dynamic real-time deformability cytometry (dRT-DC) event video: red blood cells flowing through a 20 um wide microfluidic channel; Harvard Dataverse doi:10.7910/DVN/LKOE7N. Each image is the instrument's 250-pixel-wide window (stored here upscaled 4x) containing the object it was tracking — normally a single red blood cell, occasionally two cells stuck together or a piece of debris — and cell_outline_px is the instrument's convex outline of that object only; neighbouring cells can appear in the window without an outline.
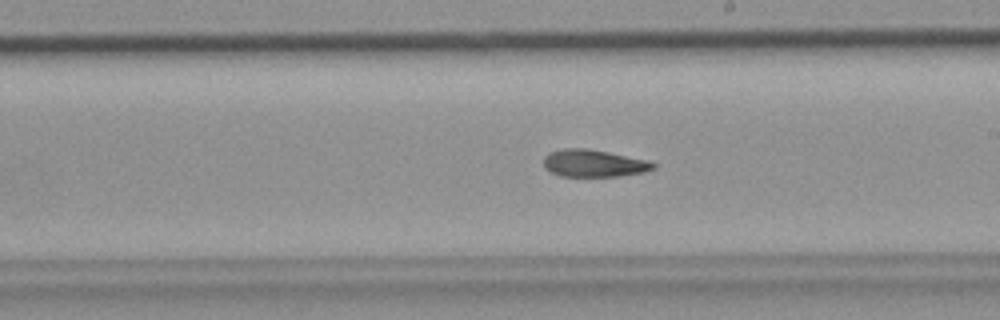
{"species": "common noctule bat (a hibernating species)", "species_latin": "Nyctalus noctula", "temperature_condition": "room temperature", "stored_images_in_passage": 46, "camera_frame_rate_fps": 3000, "um_per_image_px": 0.085, "animal": {"sex": "female", "body_mass_g": 19.9}, "frame": {"image": 1, "passage_image": 26, "time_ms": 8.333, "image_size_px": [1000, 320], "cell_outline_px": [[656, 168], [644, 172], [620, 176], [560, 176], [544, 168], [544, 156], [552, 152], [564, 148], [588, 148], [648, 160], [656, 164]], "centroid_in_image_um": [50.49, 13.88], "position_along_channel_um": 238.5, "area_um2": 17.4}}
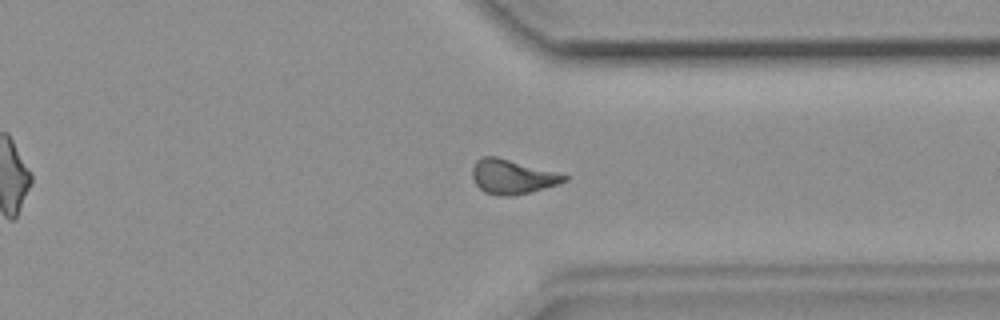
{"frame": {"image": 2, "passage_image": 35, "time_ms": 11.333, "image_size_px": [1000, 320], "cell_outline_px": [[568, 180], [544, 188], [516, 196], [500, 196], [484, 192], [476, 184], [472, 176], [472, 168], [476, 160], [484, 156], [496, 156], [556, 172], [568, 176]], "centroid_in_image_um": [43.51, 15.03], "position_along_channel_um": 367.9, "area_um2": 18.32}}
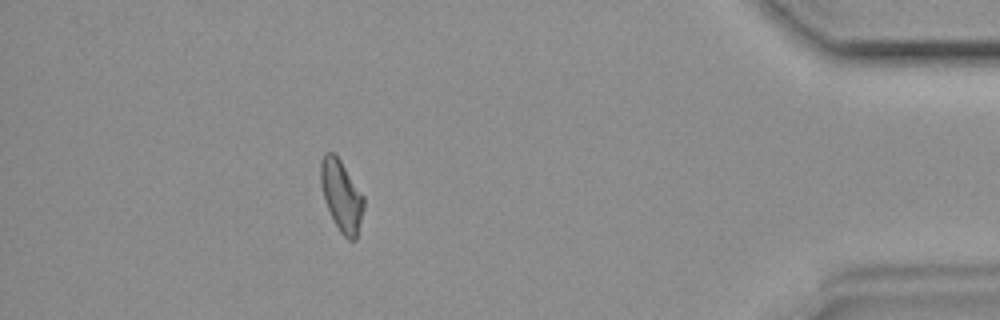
{"frame": {"image": 3, "passage_image": 41, "time_ms": 13.333, "image_size_px": [1000, 320], "cell_outline_px": [[364, 208], [356, 240], [348, 240], [340, 232], [324, 200], [320, 184], [320, 160], [324, 152], [332, 152], [340, 160], [364, 196]], "centroid_in_image_um": [29.01, 16.63], "position_along_channel_um": 406.2, "area_um2": 17.8}}